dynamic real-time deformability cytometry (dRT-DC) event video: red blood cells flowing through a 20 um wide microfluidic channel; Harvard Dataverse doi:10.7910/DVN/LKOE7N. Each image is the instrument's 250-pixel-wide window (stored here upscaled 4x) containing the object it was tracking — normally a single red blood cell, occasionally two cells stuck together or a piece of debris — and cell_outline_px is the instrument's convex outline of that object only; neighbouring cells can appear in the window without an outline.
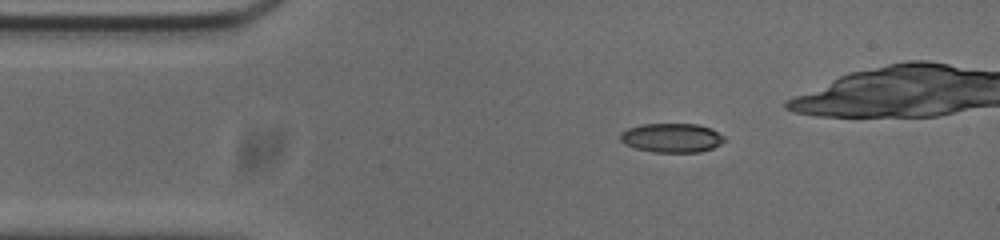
{"species": "common noctule bat (a hibernating species)", "species_latin": "Nyctalus noctula", "temperature_condition": "cold", "stored_images_in_passage": 14, "camera_frame_rate_fps": 3000, "um_per_image_px": 0.085, "animal": {"sex": "male", "body_mass_g": 20.0, "forearm_length_mm": 53.3}, "frame": {"image": 1, "passage_image": 1, "time_ms": 0.0, "image_size_px": [1000, 240], "cell_outline_px": [[724, 140], [720, 144], [712, 148], [700, 152], [652, 152], [636, 148], [624, 144], [620, 140], [620, 132], [628, 128], [644, 124], [696, 124], [712, 128], [724, 136]], "centroid_in_image_um": [57.09, 11.71], "position_along_channel_um": 27.9, "area_um2": 17.69}}
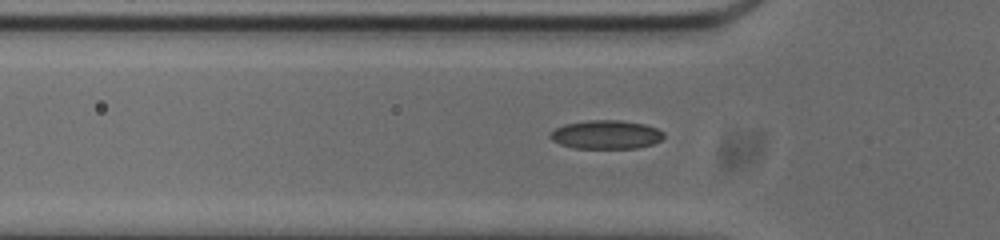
{"frame": {"image": 2, "passage_image": 8, "time_ms": 2.333, "image_size_px": [1000, 240], "cell_outline_px": [[664, 136], [660, 140], [652, 144], [636, 148], [572, 148], [560, 144], [552, 140], [548, 136], [548, 132], [564, 124], [588, 120], [620, 120], [644, 124], [656, 128], [664, 132]], "centroid_in_image_um": [51.47, 11.44], "position_along_channel_um": 74.3, "area_um2": 19.07}}
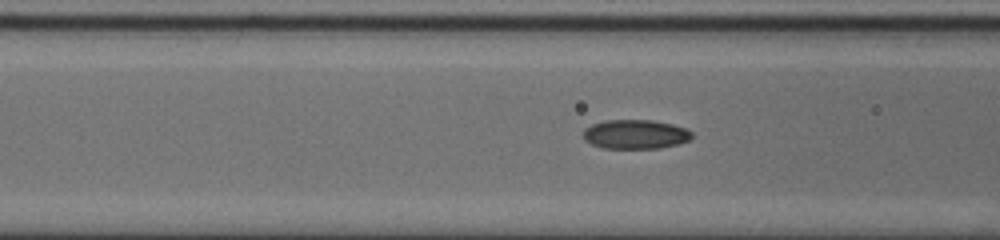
{"frame": {"image": 3, "passage_image": 11, "time_ms": 3.333, "image_size_px": [1000, 240], "cell_outline_px": [[692, 136], [688, 140], [676, 144], [660, 148], [604, 148], [592, 144], [584, 140], [584, 128], [592, 124], [608, 120], [652, 120], [672, 124], [684, 128], [692, 132]], "centroid_in_image_um": [53.99, 11.41], "position_along_channel_um": 112.6, "area_um2": 18.32}}